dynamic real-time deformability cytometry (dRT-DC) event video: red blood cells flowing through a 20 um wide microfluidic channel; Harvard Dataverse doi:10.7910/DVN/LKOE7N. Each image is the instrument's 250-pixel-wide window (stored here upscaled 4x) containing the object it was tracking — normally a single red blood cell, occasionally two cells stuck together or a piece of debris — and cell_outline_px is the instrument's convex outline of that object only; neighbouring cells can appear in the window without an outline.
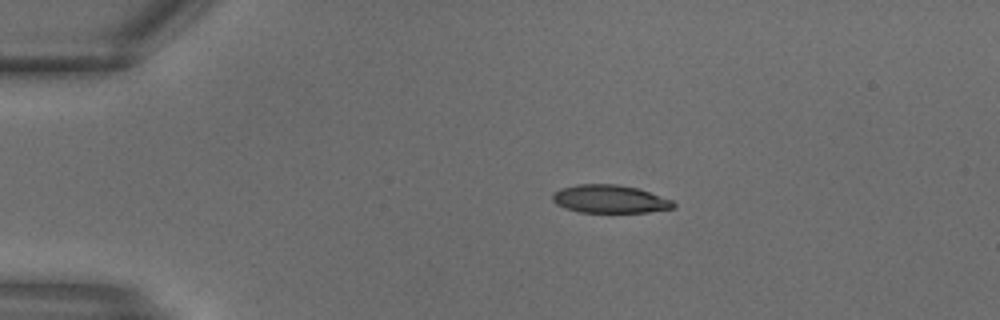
{"species": "common noctule bat (a hibernating species)", "species_latin": "Nyctalus noctula", "temperature_condition": "warm", "stored_images_in_passage": 5, "camera_frame_rate_fps": 3000, "um_per_image_px": 0.085, "animal": {"sex": "male", "body_mass_g": 18.8}, "frame": {"image": 1, "passage_image": 1, "time_ms": 0.0, "image_size_px": [1000, 320], "cell_outline_px": [[676, 208], [648, 212], [580, 212], [564, 208], [556, 204], [552, 200], [552, 192], [560, 188], [576, 184], [616, 184], [636, 188], [672, 200], [676, 204]], "centroid_in_image_um": [51.79, 16.92], "position_along_channel_um": 33.2, "area_um2": 19.83}}